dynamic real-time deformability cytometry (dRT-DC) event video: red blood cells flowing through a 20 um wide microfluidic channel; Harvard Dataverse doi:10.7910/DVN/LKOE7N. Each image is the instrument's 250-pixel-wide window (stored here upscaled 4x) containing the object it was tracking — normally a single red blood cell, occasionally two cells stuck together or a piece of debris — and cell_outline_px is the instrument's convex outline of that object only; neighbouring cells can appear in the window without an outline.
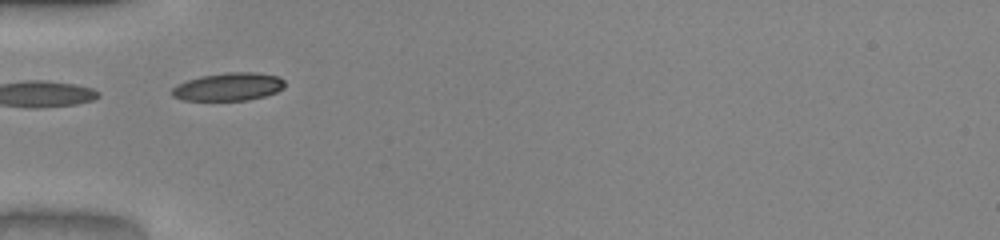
{"species": "common noctule bat (a hibernating species)", "species_latin": "Nyctalus noctula", "temperature_condition": "warm", "stored_images_in_passage": 8, "camera_frame_rate_fps": 3000, "um_per_image_px": 0.085, "animal": {"sex": "male", "body_mass_g": 20.0, "forearm_length_mm": 53.3}, "frame": {"image": 1, "passage_image": 1, "time_ms": 0.0, "image_size_px": [1000, 240], "cell_outline_px": [[284, 88], [276, 92], [264, 96], [248, 100], [180, 100], [172, 96], [172, 88], [176, 84], [200, 76], [224, 72], [256, 72], [280, 76], [284, 80]], "centroid_in_image_um": [19.42, 7.36], "position_along_channel_um": 65.6, "area_um2": 18.55}}